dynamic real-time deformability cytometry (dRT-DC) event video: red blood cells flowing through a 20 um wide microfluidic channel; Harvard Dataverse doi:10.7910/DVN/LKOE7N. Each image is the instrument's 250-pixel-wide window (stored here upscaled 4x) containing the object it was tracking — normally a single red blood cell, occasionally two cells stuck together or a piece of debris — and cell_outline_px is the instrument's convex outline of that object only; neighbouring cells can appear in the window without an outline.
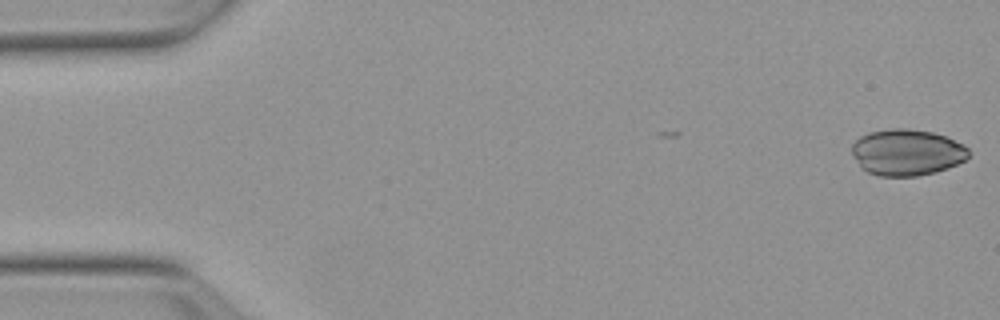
{"species": "Egyptian fruit bat (a non-hibernating species)", "species_latin": "Rousettus aegyptiacus", "temperature_condition": "warm", "stored_images_in_passage": 2, "camera_frame_rate_fps": 3000, "um_per_image_px": 0.085, "animal": {"sex": "female"}, "frame": {"image": 1, "passage_image": 2, "time_ms": 0.333, "image_size_px": [1000, 320], "cell_outline_px": [[968, 156], [964, 160], [948, 168], [936, 172], [916, 176], [880, 176], [868, 172], [860, 168], [852, 152], [852, 144], [860, 136], [868, 132], [888, 128], [908, 128], [932, 132], [944, 136], [964, 144], [968, 148]], "centroid_in_image_um": [77.06, 12.94], "position_along_channel_um": 7.9, "area_um2": 31.62}}